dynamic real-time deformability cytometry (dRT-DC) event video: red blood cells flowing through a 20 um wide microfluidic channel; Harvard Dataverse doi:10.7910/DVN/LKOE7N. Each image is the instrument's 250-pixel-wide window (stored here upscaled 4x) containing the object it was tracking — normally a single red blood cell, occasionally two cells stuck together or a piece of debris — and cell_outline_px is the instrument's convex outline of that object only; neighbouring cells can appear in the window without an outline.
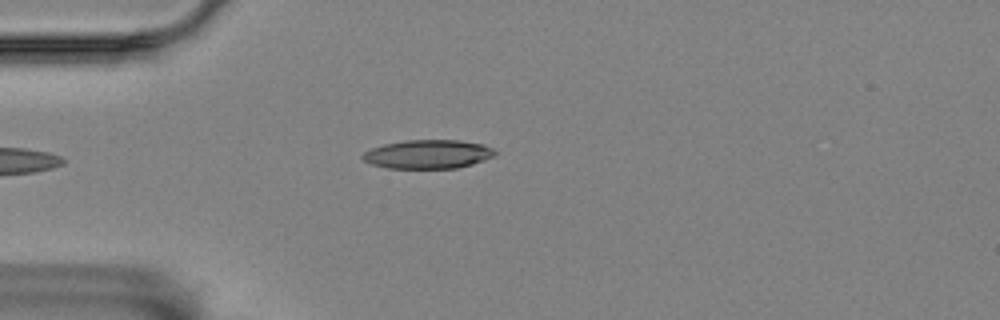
{"species": "Egyptian fruit bat (a non-hibernating species)", "species_latin": "Rousettus aegyptiacus", "temperature_condition": "room temperature", "stored_images_in_passage": 5, "camera_frame_rate_fps": 3000, "um_per_image_px": 0.085, "animal": {"sex": "female"}, "frame": {"image": 1, "passage_image": 5, "time_ms": 1.333, "image_size_px": [1000, 320], "cell_outline_px": [[496, 156], [472, 164], [456, 168], [388, 168], [372, 164], [364, 160], [360, 156], [364, 152], [372, 148], [384, 144], [404, 140], [460, 140], [484, 144], [492, 148], [496, 152]], "centroid_in_image_um": [36.4, 13.1], "position_along_channel_um": 48.6, "area_um2": 22.25}}